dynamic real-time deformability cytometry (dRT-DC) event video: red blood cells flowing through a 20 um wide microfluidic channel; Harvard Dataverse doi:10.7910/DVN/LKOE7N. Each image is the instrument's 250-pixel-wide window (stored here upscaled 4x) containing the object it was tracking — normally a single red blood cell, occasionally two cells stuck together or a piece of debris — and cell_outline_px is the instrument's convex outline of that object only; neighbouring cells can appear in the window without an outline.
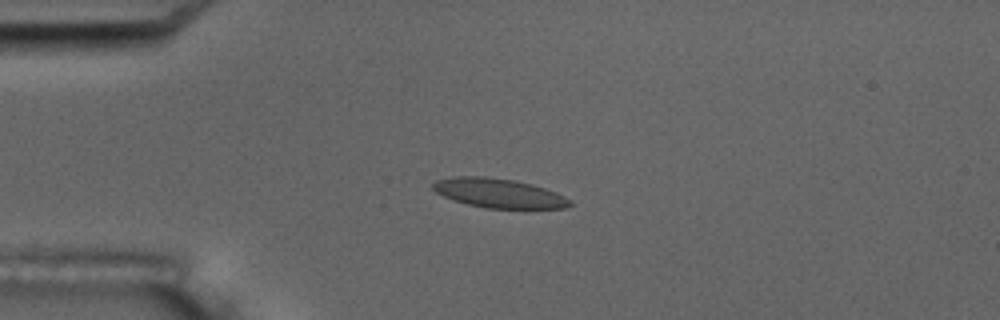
{"species": "common noctule bat (a hibernating species)", "species_latin": "Nyctalus noctula", "temperature_condition": "room temperature", "stored_images_in_passage": 4, "camera_frame_rate_fps": 3000, "um_per_image_px": 0.085, "animal": {"sex": "male", "body_mass_g": 17.5, "forearm_length_mm": 52.3}, "frame": {"image": 1, "passage_image": 3, "time_ms": 2.333, "image_size_px": [1000, 320], "cell_outline_px": [[572, 204], [564, 208], [488, 208], [468, 204], [452, 200], [436, 192], [432, 188], [432, 184], [436, 180], [452, 176], [484, 176], [512, 180], [532, 184], [556, 192], [572, 200]], "centroid_in_image_um": [42.38, 16.41], "position_along_channel_um": 42.6, "area_um2": 23.29}}